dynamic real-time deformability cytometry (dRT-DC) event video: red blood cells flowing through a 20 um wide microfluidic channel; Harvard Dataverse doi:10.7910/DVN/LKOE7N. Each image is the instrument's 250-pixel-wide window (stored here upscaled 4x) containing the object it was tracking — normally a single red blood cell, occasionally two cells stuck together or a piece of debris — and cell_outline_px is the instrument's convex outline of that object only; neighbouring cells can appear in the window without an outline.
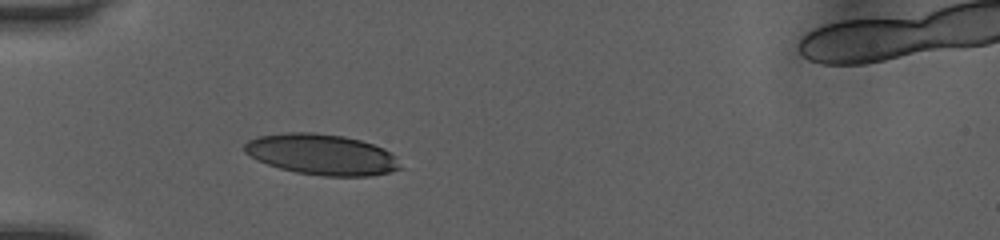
{"species": "human", "species_latin": "Homo sapiens", "temperature_condition": "room temperature", "stored_images_in_passage": 35, "camera_frame_rate_fps": 3000, "um_per_image_px": 0.085, "donor": {"sex": "female"}, "frame": {"image": 1, "passage_image": 1, "time_ms": 0.0, "image_size_px": [1000, 240], "cell_outline_px": [[400, 168], [388, 172], [368, 176], [324, 176], [296, 172], [280, 168], [256, 160], [244, 152], [244, 144], [248, 140], [256, 136], [288, 132], [316, 132], [344, 136], [360, 140], [384, 148], [396, 156]], "centroid_in_image_um": [27.3, 13.12], "position_along_channel_um": 57.7, "area_um2": 36.99}}
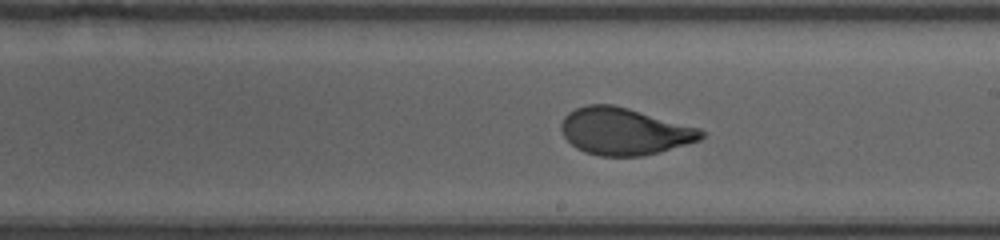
{"frame": {"image": 2, "passage_image": 15, "time_ms": 4.667, "image_size_px": [1000, 240], "cell_outline_px": [[704, 136], [700, 140], [660, 152], [644, 156], [600, 156], [584, 152], [576, 148], [564, 136], [560, 128], [560, 124], [564, 116], [568, 112], [576, 108], [588, 104], [612, 104], [628, 108], [700, 128], [704, 132]], "centroid_in_image_um": [53.05, 11.17], "position_along_channel_um": 236.0, "area_um2": 38.44}}
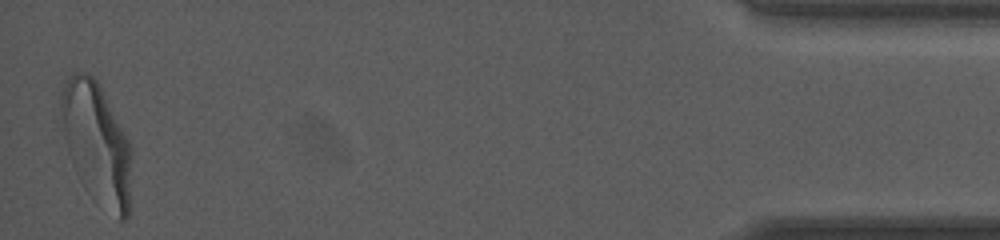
{"frame": {"image": 3, "passage_image": 35, "time_ms": 11.333, "image_size_px": [1000, 240], "cell_outline_px": [[132, 152], [128, 216], [124, 220], [120, 220], [68, 152], [64, 136], [60, 104], [60, 92], [64, 80], [72, 72], [84, 72], [92, 76], [100, 84], [132, 148]], "centroid_in_image_um": [8.24, 11.89], "position_along_channel_um": 427.0, "area_um2": 46.64}, "authors_computed_cell_mechanics": {"area_um2": 38.726, "velocity_mm_per_s": 4.0451, "shape_relaxation_time_tau1_ms": 4.8386, "shape_relaxation_time_tau2_ms": null, "deformation_change_tau1": 0.1979, "deformation_change_tau2": null}}